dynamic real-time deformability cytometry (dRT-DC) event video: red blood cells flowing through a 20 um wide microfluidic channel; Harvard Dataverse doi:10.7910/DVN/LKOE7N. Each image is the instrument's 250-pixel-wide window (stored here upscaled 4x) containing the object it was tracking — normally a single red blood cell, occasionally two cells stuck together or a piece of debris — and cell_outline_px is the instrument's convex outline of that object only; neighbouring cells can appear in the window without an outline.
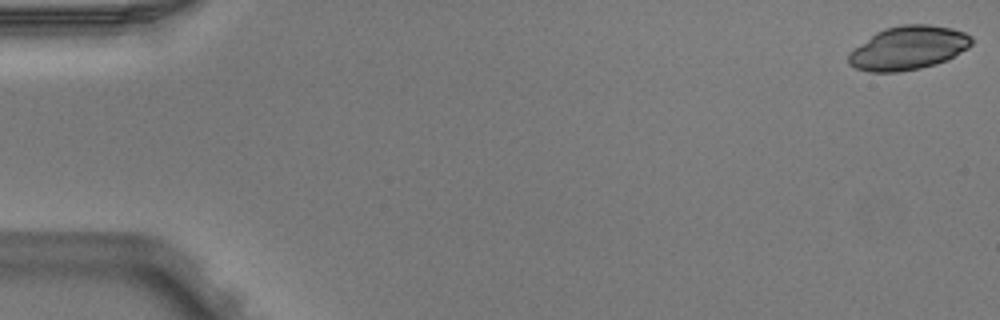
{"species": "Egyptian fruit bat (a non-hibernating species)", "species_latin": "Rousettus aegyptiacus", "temperature_condition": "warm", "stored_images_in_passage": 5, "camera_frame_rate_fps": 3000, "um_per_image_px": 0.085, "animal": {"sex": "male"}, "frame": {"image": 1, "passage_image": 1, "time_ms": 0.0, "image_size_px": [1000, 320], "cell_outline_px": [[972, 44], [968, 48], [936, 64], [920, 68], [896, 72], [868, 72], [856, 68], [848, 64], [848, 52], [876, 32], [884, 28], [900, 24], [928, 24], [952, 28], [964, 32], [972, 36]], "centroid_in_image_um": [77.17, 4.07], "position_along_channel_um": 7.8, "area_um2": 31.33}}